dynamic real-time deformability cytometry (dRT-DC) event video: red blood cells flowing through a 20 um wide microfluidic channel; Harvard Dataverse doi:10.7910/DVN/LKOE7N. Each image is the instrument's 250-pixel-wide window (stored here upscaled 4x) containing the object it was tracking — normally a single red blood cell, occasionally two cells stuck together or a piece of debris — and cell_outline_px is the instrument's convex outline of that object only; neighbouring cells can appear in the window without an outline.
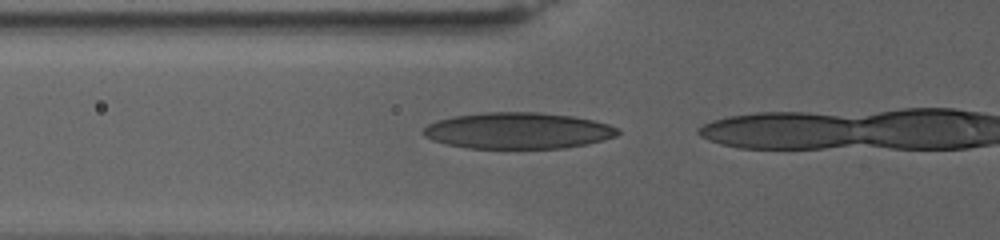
{"species": "human", "species_latin": "Homo sapiens", "temperature_condition": "warm", "stored_images_in_passage": 8, "camera_frame_rate_fps": 3000, "um_per_image_px": 0.085, "donor": {"sex": "female"}, "frame": {"image": 1, "passage_image": 2, "time_ms": 0.333, "image_size_px": [1000, 240], "cell_outline_px": [[620, 132], [616, 136], [604, 140], [564, 148], [468, 148], [448, 144], [432, 140], [424, 136], [420, 132], [428, 124], [436, 120], [452, 116], [484, 112], [540, 112], [572, 116], [592, 120], [608, 124], [616, 128]], "centroid_in_image_um": [43.98, 11.1], "position_along_channel_um": 81.8, "area_um2": 41.15}}
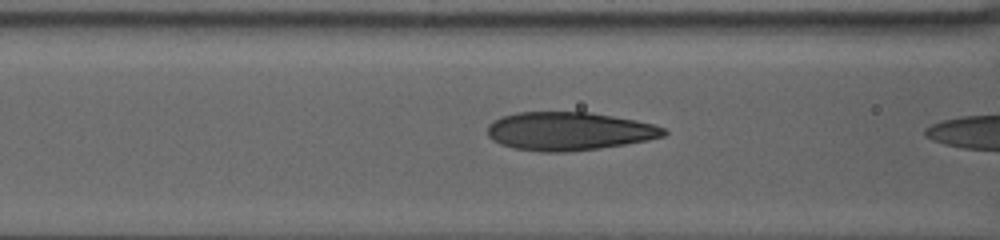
{"frame": {"image": 2, "passage_image": 6, "time_ms": 1.667, "image_size_px": [1000, 240], "cell_outline_px": [[668, 132], [664, 136], [648, 140], [600, 148], [564, 152], [540, 152], [512, 148], [500, 144], [492, 140], [488, 136], [488, 124], [504, 116], [516, 112], [592, 112], [636, 120], [652, 124], [664, 128]], "centroid_in_image_um": [48.36, 11.15], "position_along_channel_um": 118.2, "area_um2": 39.42}}